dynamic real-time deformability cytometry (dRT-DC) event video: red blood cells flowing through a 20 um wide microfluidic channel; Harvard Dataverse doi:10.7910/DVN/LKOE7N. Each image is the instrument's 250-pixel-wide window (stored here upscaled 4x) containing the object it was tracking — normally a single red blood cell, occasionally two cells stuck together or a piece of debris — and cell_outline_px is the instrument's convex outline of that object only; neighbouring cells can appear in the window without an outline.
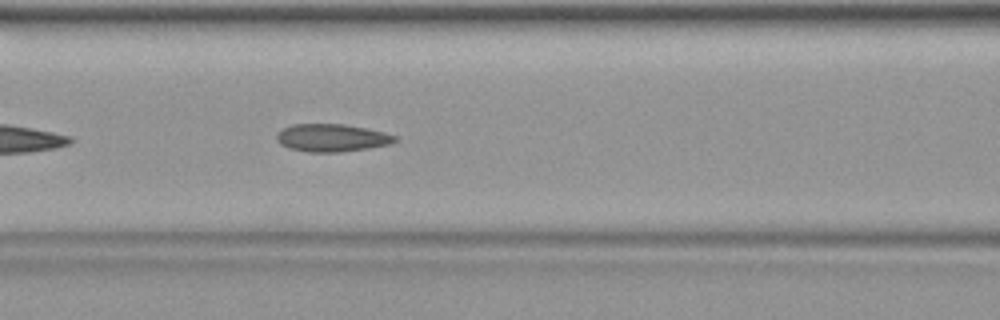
{"species": "common noctule bat (a hibernating species)", "species_latin": "Nyctalus noctula", "temperature_condition": "warm", "stored_images_in_passage": 23, "camera_frame_rate_fps": 3000, "um_per_image_px": 0.085, "animal": {"sex": "female", "body_mass_g": 19.9}, "frame": {"image": 1, "passage_image": 10, "time_ms": 3.0, "image_size_px": [1000, 320], "cell_outline_px": [[400, 140], [388, 144], [368, 148], [340, 152], [308, 152], [288, 148], [280, 144], [276, 140], [276, 136], [284, 128], [292, 124], [344, 124], [384, 132], [400, 136]], "centroid_in_image_um": [28.23, 11.72], "position_along_channel_um": 138.4, "area_um2": 19.13}}